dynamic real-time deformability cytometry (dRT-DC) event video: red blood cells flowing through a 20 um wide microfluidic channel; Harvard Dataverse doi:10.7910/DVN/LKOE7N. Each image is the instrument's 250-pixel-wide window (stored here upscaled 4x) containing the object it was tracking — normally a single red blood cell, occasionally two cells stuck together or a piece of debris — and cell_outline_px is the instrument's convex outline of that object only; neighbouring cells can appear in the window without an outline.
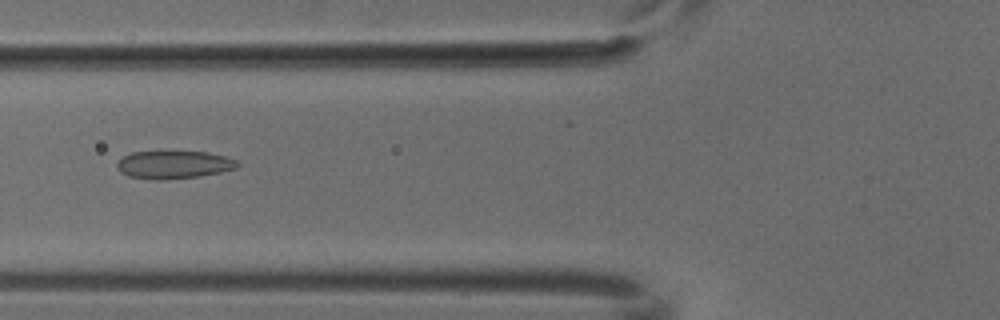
{"species": "common noctule bat (a hibernating species)", "species_latin": "Nyctalus noctula", "temperature_condition": "cold", "stored_images_in_passage": 7, "camera_frame_rate_fps": 3000, "um_per_image_px": 0.085, "animal": {"sex": "male", "body_mass_g": 18.8}, "frame": {"image": 1, "passage_image": 6, "time_ms": 1.667, "image_size_px": [1000, 320], "cell_outline_px": [[240, 164], [236, 168], [220, 172], [200, 176], [164, 180], [152, 180], [128, 176], [120, 172], [116, 168], [116, 164], [124, 156], [132, 152], [164, 148], [208, 152], [224, 156], [236, 160]], "centroid_in_image_um": [14.73, 13.95], "position_along_channel_um": 111.1, "area_um2": 20.63}}
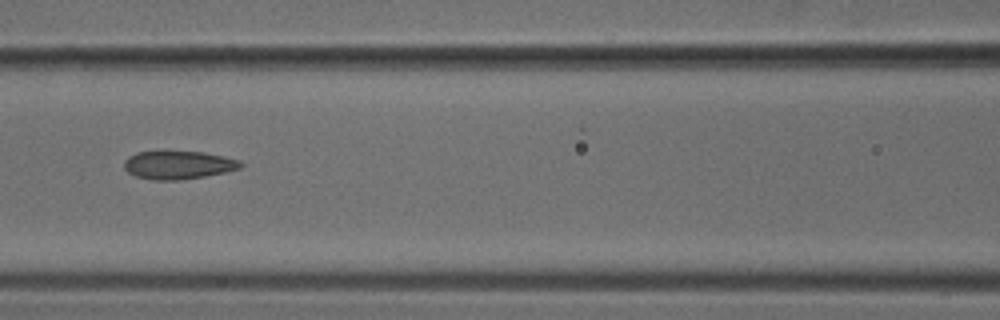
{"frame": {"image": 2, "passage_image": 7, "time_ms": 2.0, "image_size_px": [1000, 320], "cell_outline_px": [[244, 164], [240, 168], [224, 172], [204, 176], [180, 180], [152, 180], [136, 176], [128, 172], [124, 168], [124, 160], [128, 156], [136, 152], [204, 152], [224, 156], [240, 160]], "centroid_in_image_um": [15.15, 14.02], "position_along_channel_um": 151.5, "area_um2": 19.07}}